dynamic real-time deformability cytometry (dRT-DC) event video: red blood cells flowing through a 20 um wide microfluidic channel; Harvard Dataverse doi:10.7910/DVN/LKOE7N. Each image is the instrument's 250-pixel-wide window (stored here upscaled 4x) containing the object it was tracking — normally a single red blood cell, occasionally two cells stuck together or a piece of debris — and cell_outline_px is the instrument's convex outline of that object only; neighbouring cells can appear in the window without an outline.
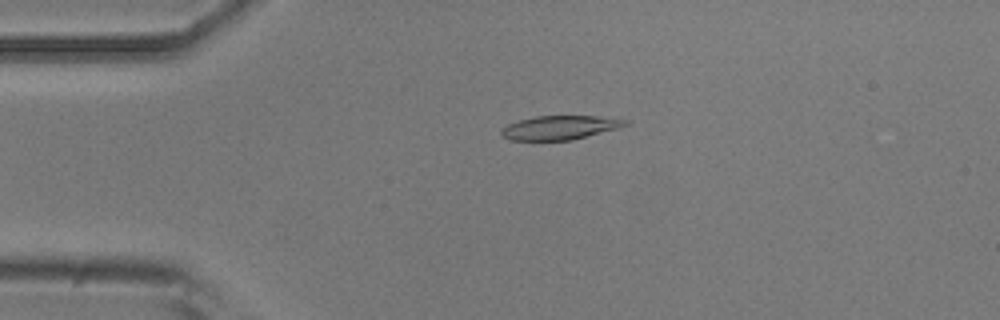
{"species": "common noctule bat (a hibernating species)", "species_latin": "Nyctalus noctula", "temperature_condition": "room temperature", "stored_images_in_passage": 51, "camera_frame_rate_fps": 3000, "um_per_image_px": 0.085, "animal": {"sex": "male", "body_mass_g": 20.5, "forearm_length_mm": 52.5}, "frame": {"image": 1, "passage_image": 11, "time_ms": 3.333, "image_size_px": [1000, 320], "cell_outline_px": [[628, 124], [620, 128], [568, 140], [512, 140], [500, 136], [500, 132], [508, 124], [520, 120], [536, 116], [596, 116], [628, 120]], "centroid_in_image_um": [47.58, 10.84], "position_along_channel_um": 37.4, "area_um2": 17.05}}
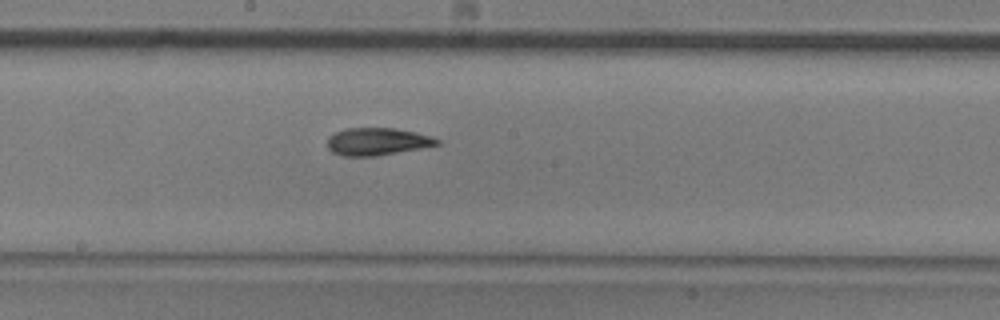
{"frame": {"image": 2, "passage_image": 27, "time_ms": 8.667, "image_size_px": [1000, 320], "cell_outline_px": [[440, 144], [420, 148], [376, 156], [344, 156], [332, 152], [328, 148], [328, 136], [336, 132], [348, 128], [396, 128], [416, 132], [432, 136], [440, 140]], "centroid_in_image_um": [32.07, 12.03], "position_along_channel_um": 216.1, "area_um2": 17.51}}
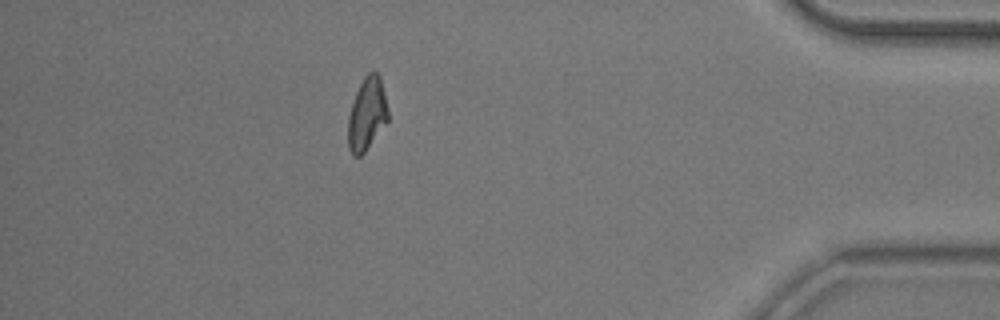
{"frame": {"image": 3, "passage_image": 45, "time_ms": 14.667, "image_size_px": [1000, 320], "cell_outline_px": [[388, 120], [364, 152], [360, 156], [352, 156], [348, 148], [348, 116], [356, 92], [364, 76], [368, 72], [376, 72], [380, 76], [388, 108]], "centroid_in_image_um": [31.18, 9.69], "position_along_channel_um": 404.0, "area_um2": 16.82}, "authors_computed_cell_mechanics": {"area_um2": 17.6868, "velocity_mm_per_s": 3.9015, "shape_relaxation_time_tau1_ms": 8.0267, "shape_relaxation_time_tau2_ms": 3.9248, "deformation_change_tau1": 0.2227, "deformation_change_tau2": 0.1079}}